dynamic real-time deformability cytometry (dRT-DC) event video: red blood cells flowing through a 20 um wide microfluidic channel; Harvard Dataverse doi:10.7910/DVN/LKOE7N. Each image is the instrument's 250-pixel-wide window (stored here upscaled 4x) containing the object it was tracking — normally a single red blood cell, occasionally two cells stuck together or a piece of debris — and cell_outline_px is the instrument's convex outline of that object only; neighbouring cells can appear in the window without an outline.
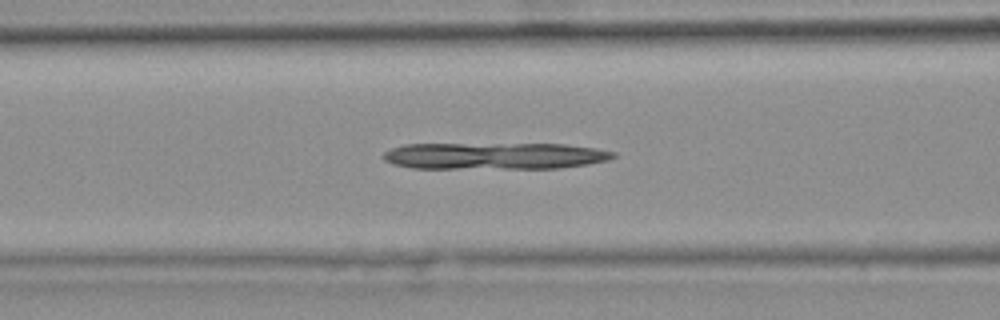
{"species": "common noctule bat (a hibernating species)", "species_latin": "Nyctalus noctula", "temperature_condition": "warm", "stored_images_in_passage": 47, "camera_frame_rate_fps": 3000, "um_per_image_px": 0.085, "animal": {"sex": "female", "body_mass_g": 25.1}, "frame": {"image": 1, "passage_image": 22, "time_ms": 7.0, "image_size_px": [1000, 320], "cell_outline_px": [[616, 156], [608, 160], [588, 164], [560, 168], [412, 168], [396, 164], [384, 160], [380, 156], [384, 152], [392, 148], [404, 144], [564, 144], [596, 148], [616, 152]], "centroid_in_image_um": [42.05, 13.25], "position_along_channel_um": 124.6, "area_um2": 35.89}}
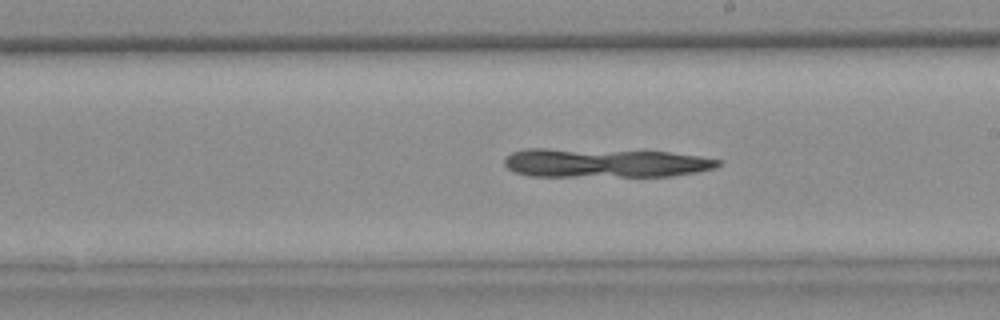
{"frame": {"image": 2, "passage_image": 31, "time_ms": 10.0, "image_size_px": [1000, 320], "cell_outline_px": [[724, 164], [716, 168], [696, 172], [672, 176], [528, 176], [512, 172], [504, 164], [504, 160], [512, 152], [528, 148], [544, 148], [668, 152], [700, 156], [724, 160]], "centroid_in_image_um": [51.45, 13.85], "position_along_channel_um": 237.6, "area_um2": 36.41}}